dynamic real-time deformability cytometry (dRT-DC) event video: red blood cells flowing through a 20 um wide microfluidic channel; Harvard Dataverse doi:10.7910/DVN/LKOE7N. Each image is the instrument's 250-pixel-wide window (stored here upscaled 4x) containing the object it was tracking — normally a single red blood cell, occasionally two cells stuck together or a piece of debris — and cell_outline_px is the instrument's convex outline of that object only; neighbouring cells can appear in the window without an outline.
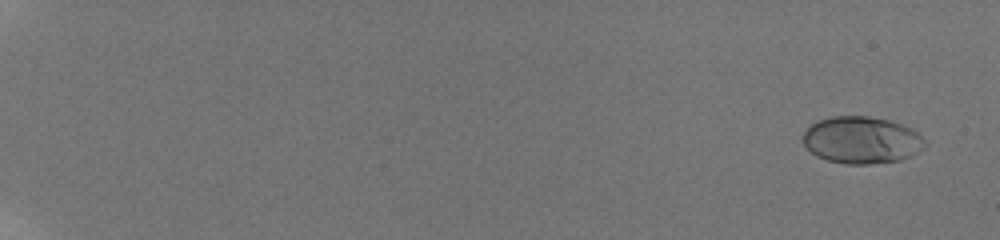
{"species": "human", "species_latin": "Homo sapiens", "temperature_condition": "room temperature", "stored_images_in_passage": 60, "camera_frame_rate_fps": 3000, "um_per_image_px": 0.085, "donor": {"sex": "male"}, "frame": {"image": 1, "passage_image": 4, "time_ms": 1.0, "image_size_px": [1000, 240], "cell_outline_px": [[928, 144], [924, 148], [912, 156], [900, 160], [868, 164], [844, 164], [828, 160], [816, 156], [800, 140], [800, 136], [808, 124], [816, 120], [832, 116], [868, 116], [888, 120], [900, 124], [916, 132]], "centroid_in_image_um": [73.17, 11.9], "position_along_channel_um": 11.8, "area_um2": 33.76}}
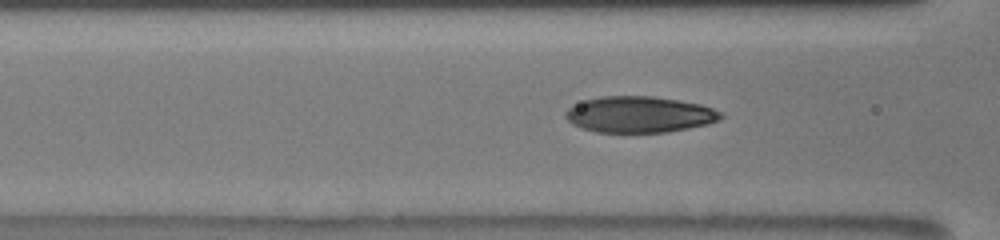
{"frame": {"image": 2, "passage_image": 30, "time_ms": 9.667, "image_size_px": [1000, 240], "cell_outline_px": [[724, 116], [720, 120], [708, 124], [668, 132], [596, 132], [580, 128], [572, 124], [564, 116], [564, 112], [568, 108], [584, 100], [600, 96], [652, 96], [700, 104], [712, 108], [720, 112]], "centroid_in_image_um": [54.32, 9.73], "position_along_channel_um": 112.3, "area_um2": 32.77}}
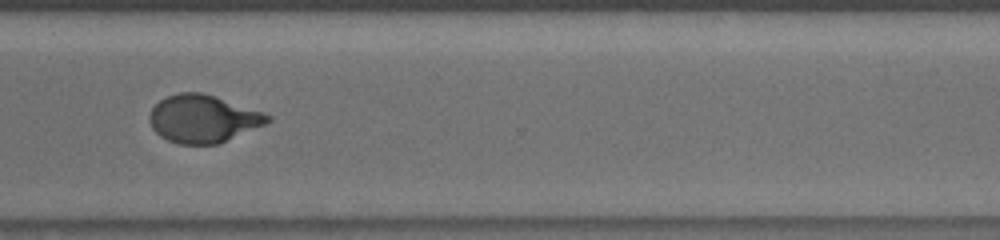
{"frame": {"image": 3, "passage_image": 49, "time_ms": 16.0, "image_size_px": [1000, 240], "cell_outline_px": [[272, 120], [268, 124], [220, 144], [180, 144], [168, 140], [160, 136], [152, 128], [148, 120], [148, 116], [152, 108], [160, 100], [168, 96], [180, 92], [200, 92], [264, 112], [272, 116]], "centroid_in_image_um": [17.29, 10.11], "position_along_channel_um": 353.3, "area_um2": 33.0}, "authors_computed_cell_mechanics": {"area_um2": 32.8304, "velocity_mm_per_s": 3.8074, "shape_relaxation_time_tau1_ms": 4.7772, "shape_relaxation_time_tau2_ms": null, "deformation_change_tau1": 0.2116, "deformation_change_tau2": null}}